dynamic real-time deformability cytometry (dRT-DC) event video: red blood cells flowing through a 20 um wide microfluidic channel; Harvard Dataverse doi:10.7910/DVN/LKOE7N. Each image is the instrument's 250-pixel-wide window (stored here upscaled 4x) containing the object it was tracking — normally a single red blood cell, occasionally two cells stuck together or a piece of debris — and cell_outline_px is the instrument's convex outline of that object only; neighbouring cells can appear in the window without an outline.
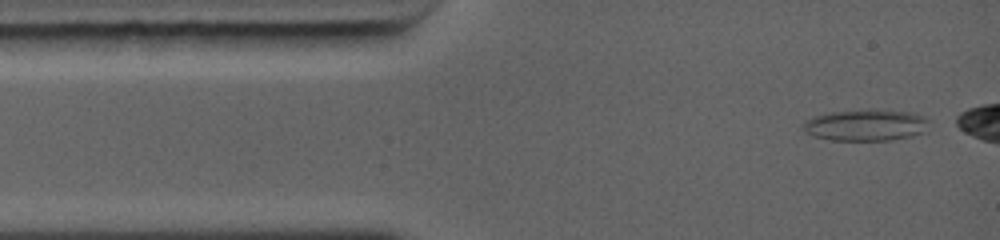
{"species": "common noctule bat (a hibernating species)", "species_latin": "Nyctalus noctula", "temperature_condition": "warm", "stored_images_in_passage": 10, "segment_of_instrument_passage": [1, 2], "camera_frame_rate_fps": 5000, "um_per_image_px": 0.085, "animal": {"sex": "female", "body_mass_g": 19.0, "forearm_length_mm": 56.7}, "frame": {"image": 1, "passage_image": 2, "time_ms": 0.4, "image_size_px": [1000, 240], "cell_outline_px": [[928, 132], [912, 136], [892, 140], [832, 140], [812, 136], [804, 132], [800, 128], [808, 120], [816, 116], [828, 112], [868, 108], [912, 112], [924, 116], [928, 120]], "centroid_in_image_um": [73.63, 10.62], "position_along_channel_um": 11.4, "area_um2": 23.64}}
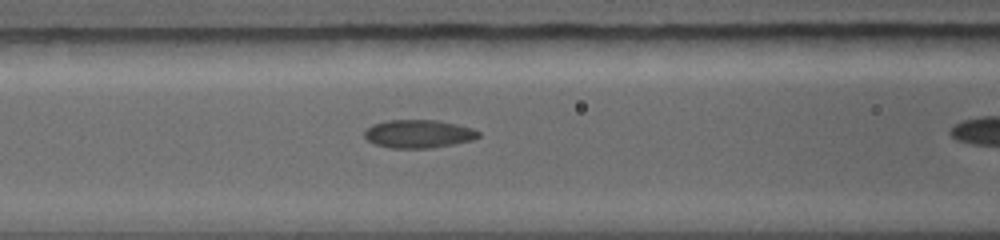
{"frame": {"image": 2, "passage_image": 9, "time_ms": 4.4, "image_size_px": [1000, 240], "cell_outline_px": [[480, 136], [472, 140], [432, 148], [392, 148], [376, 144], [368, 140], [364, 136], [364, 132], [372, 124], [388, 120], [436, 120], [456, 124], [472, 128], [480, 132]], "centroid_in_image_um": [35.58, 11.37], "position_along_channel_um": 131.0, "area_um2": 18.61}}